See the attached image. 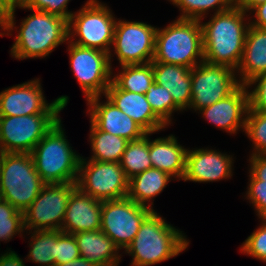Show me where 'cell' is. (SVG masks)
<instances>
[{"mask_svg": "<svg viewBox=\"0 0 266 266\" xmlns=\"http://www.w3.org/2000/svg\"><path fill=\"white\" fill-rule=\"evenodd\" d=\"M82 258L97 266H118L122 255L113 240L100 229L73 234ZM119 254V255H118Z\"/></svg>", "mask_w": 266, "mask_h": 266, "instance_id": "cell-24", "label": "cell"}, {"mask_svg": "<svg viewBox=\"0 0 266 266\" xmlns=\"http://www.w3.org/2000/svg\"><path fill=\"white\" fill-rule=\"evenodd\" d=\"M90 123L89 138L93 154L88 160L120 162L128 140L99 130L91 121Z\"/></svg>", "mask_w": 266, "mask_h": 266, "instance_id": "cell-26", "label": "cell"}, {"mask_svg": "<svg viewBox=\"0 0 266 266\" xmlns=\"http://www.w3.org/2000/svg\"><path fill=\"white\" fill-rule=\"evenodd\" d=\"M129 179L119 162L86 160L81 157L76 186L100 201L127 197Z\"/></svg>", "mask_w": 266, "mask_h": 266, "instance_id": "cell-9", "label": "cell"}, {"mask_svg": "<svg viewBox=\"0 0 266 266\" xmlns=\"http://www.w3.org/2000/svg\"><path fill=\"white\" fill-rule=\"evenodd\" d=\"M76 187V182L45 184L23 212L24 229L29 234L32 230L61 231L68 200Z\"/></svg>", "mask_w": 266, "mask_h": 266, "instance_id": "cell-11", "label": "cell"}, {"mask_svg": "<svg viewBox=\"0 0 266 266\" xmlns=\"http://www.w3.org/2000/svg\"><path fill=\"white\" fill-rule=\"evenodd\" d=\"M172 4L182 11L178 18L203 20L212 9L214 14L230 9L233 0H174Z\"/></svg>", "mask_w": 266, "mask_h": 266, "instance_id": "cell-31", "label": "cell"}, {"mask_svg": "<svg viewBox=\"0 0 266 266\" xmlns=\"http://www.w3.org/2000/svg\"><path fill=\"white\" fill-rule=\"evenodd\" d=\"M20 0H0V3L6 4L7 6L11 7L16 5Z\"/></svg>", "mask_w": 266, "mask_h": 266, "instance_id": "cell-45", "label": "cell"}, {"mask_svg": "<svg viewBox=\"0 0 266 266\" xmlns=\"http://www.w3.org/2000/svg\"><path fill=\"white\" fill-rule=\"evenodd\" d=\"M243 131L253 142L251 155H266V113L252 110L249 107Z\"/></svg>", "mask_w": 266, "mask_h": 266, "instance_id": "cell-33", "label": "cell"}, {"mask_svg": "<svg viewBox=\"0 0 266 266\" xmlns=\"http://www.w3.org/2000/svg\"><path fill=\"white\" fill-rule=\"evenodd\" d=\"M247 13L232 6L223 12L213 14L202 27L204 62L224 65L237 70L244 49L245 37L250 20ZM245 19V20H244ZM245 22V23H244Z\"/></svg>", "mask_w": 266, "mask_h": 266, "instance_id": "cell-1", "label": "cell"}, {"mask_svg": "<svg viewBox=\"0 0 266 266\" xmlns=\"http://www.w3.org/2000/svg\"><path fill=\"white\" fill-rule=\"evenodd\" d=\"M0 266H25V263L15 251L8 250L6 253L1 254Z\"/></svg>", "mask_w": 266, "mask_h": 266, "instance_id": "cell-41", "label": "cell"}, {"mask_svg": "<svg viewBox=\"0 0 266 266\" xmlns=\"http://www.w3.org/2000/svg\"><path fill=\"white\" fill-rule=\"evenodd\" d=\"M152 62L191 69L204 62L200 20L177 18L165 28H157Z\"/></svg>", "mask_w": 266, "mask_h": 266, "instance_id": "cell-3", "label": "cell"}, {"mask_svg": "<svg viewBox=\"0 0 266 266\" xmlns=\"http://www.w3.org/2000/svg\"><path fill=\"white\" fill-rule=\"evenodd\" d=\"M22 20L10 54L16 59L43 58L68 41V21L43 11Z\"/></svg>", "mask_w": 266, "mask_h": 266, "instance_id": "cell-4", "label": "cell"}, {"mask_svg": "<svg viewBox=\"0 0 266 266\" xmlns=\"http://www.w3.org/2000/svg\"><path fill=\"white\" fill-rule=\"evenodd\" d=\"M236 73H239L237 76L240 75L238 78L242 85H247L256 76L266 73V29L249 25Z\"/></svg>", "mask_w": 266, "mask_h": 266, "instance_id": "cell-22", "label": "cell"}, {"mask_svg": "<svg viewBox=\"0 0 266 266\" xmlns=\"http://www.w3.org/2000/svg\"><path fill=\"white\" fill-rule=\"evenodd\" d=\"M69 97L62 95L51 103L45 100L39 78L6 88L0 92V116L60 113Z\"/></svg>", "mask_w": 266, "mask_h": 266, "instance_id": "cell-15", "label": "cell"}, {"mask_svg": "<svg viewBox=\"0 0 266 266\" xmlns=\"http://www.w3.org/2000/svg\"><path fill=\"white\" fill-rule=\"evenodd\" d=\"M252 12L254 13L253 17L255 16V18L250 22V25L266 29V2L257 5L250 11V13Z\"/></svg>", "mask_w": 266, "mask_h": 266, "instance_id": "cell-40", "label": "cell"}, {"mask_svg": "<svg viewBox=\"0 0 266 266\" xmlns=\"http://www.w3.org/2000/svg\"><path fill=\"white\" fill-rule=\"evenodd\" d=\"M150 135L151 133H147L138 140L128 141L119 162L128 179L152 168V163L149 157Z\"/></svg>", "mask_w": 266, "mask_h": 266, "instance_id": "cell-28", "label": "cell"}, {"mask_svg": "<svg viewBox=\"0 0 266 266\" xmlns=\"http://www.w3.org/2000/svg\"><path fill=\"white\" fill-rule=\"evenodd\" d=\"M259 226L241 245V253L266 262V223Z\"/></svg>", "mask_w": 266, "mask_h": 266, "instance_id": "cell-36", "label": "cell"}, {"mask_svg": "<svg viewBox=\"0 0 266 266\" xmlns=\"http://www.w3.org/2000/svg\"><path fill=\"white\" fill-rule=\"evenodd\" d=\"M117 20L108 6L98 0H87L79 11L73 12L70 16L68 40L81 47L95 48L109 53L111 64L113 57L111 47Z\"/></svg>", "mask_w": 266, "mask_h": 266, "instance_id": "cell-7", "label": "cell"}, {"mask_svg": "<svg viewBox=\"0 0 266 266\" xmlns=\"http://www.w3.org/2000/svg\"><path fill=\"white\" fill-rule=\"evenodd\" d=\"M236 70L224 65L201 62L191 69V103L189 109L198 111L222 100L241 84Z\"/></svg>", "mask_w": 266, "mask_h": 266, "instance_id": "cell-12", "label": "cell"}, {"mask_svg": "<svg viewBox=\"0 0 266 266\" xmlns=\"http://www.w3.org/2000/svg\"><path fill=\"white\" fill-rule=\"evenodd\" d=\"M10 7L6 4L0 3V27L1 31L0 37L7 34L8 36V17H9ZM7 32V33H5Z\"/></svg>", "mask_w": 266, "mask_h": 266, "instance_id": "cell-43", "label": "cell"}, {"mask_svg": "<svg viewBox=\"0 0 266 266\" xmlns=\"http://www.w3.org/2000/svg\"><path fill=\"white\" fill-rule=\"evenodd\" d=\"M54 266H97L93 262L88 261L85 258L79 257L73 261H70L69 263H62V264H57Z\"/></svg>", "mask_w": 266, "mask_h": 266, "instance_id": "cell-44", "label": "cell"}, {"mask_svg": "<svg viewBox=\"0 0 266 266\" xmlns=\"http://www.w3.org/2000/svg\"><path fill=\"white\" fill-rule=\"evenodd\" d=\"M253 85L254 89L248 91L250 108L266 113V73L256 76L246 86L250 88Z\"/></svg>", "mask_w": 266, "mask_h": 266, "instance_id": "cell-37", "label": "cell"}, {"mask_svg": "<svg viewBox=\"0 0 266 266\" xmlns=\"http://www.w3.org/2000/svg\"><path fill=\"white\" fill-rule=\"evenodd\" d=\"M61 119L31 152L35 168L46 184L76 182L81 156L72 150Z\"/></svg>", "mask_w": 266, "mask_h": 266, "instance_id": "cell-5", "label": "cell"}, {"mask_svg": "<svg viewBox=\"0 0 266 266\" xmlns=\"http://www.w3.org/2000/svg\"><path fill=\"white\" fill-rule=\"evenodd\" d=\"M154 82L166 88L174 103L183 111L191 103V68L152 62Z\"/></svg>", "mask_w": 266, "mask_h": 266, "instance_id": "cell-23", "label": "cell"}, {"mask_svg": "<svg viewBox=\"0 0 266 266\" xmlns=\"http://www.w3.org/2000/svg\"><path fill=\"white\" fill-rule=\"evenodd\" d=\"M264 2H266V0H233V6L246 13Z\"/></svg>", "mask_w": 266, "mask_h": 266, "instance_id": "cell-42", "label": "cell"}, {"mask_svg": "<svg viewBox=\"0 0 266 266\" xmlns=\"http://www.w3.org/2000/svg\"><path fill=\"white\" fill-rule=\"evenodd\" d=\"M81 257L74 235L55 230V265Z\"/></svg>", "mask_w": 266, "mask_h": 266, "instance_id": "cell-35", "label": "cell"}, {"mask_svg": "<svg viewBox=\"0 0 266 266\" xmlns=\"http://www.w3.org/2000/svg\"><path fill=\"white\" fill-rule=\"evenodd\" d=\"M105 96L123 113L138 123L147 133H156L167 125L153 112L145 94L119 89L113 82Z\"/></svg>", "mask_w": 266, "mask_h": 266, "instance_id": "cell-20", "label": "cell"}, {"mask_svg": "<svg viewBox=\"0 0 266 266\" xmlns=\"http://www.w3.org/2000/svg\"><path fill=\"white\" fill-rule=\"evenodd\" d=\"M246 85H240L233 93L216 103L199 110L203 118L212 125L230 134L245 130L246 117L250 107Z\"/></svg>", "mask_w": 266, "mask_h": 266, "instance_id": "cell-16", "label": "cell"}, {"mask_svg": "<svg viewBox=\"0 0 266 266\" xmlns=\"http://www.w3.org/2000/svg\"><path fill=\"white\" fill-rule=\"evenodd\" d=\"M249 177L246 198L252 203L258 216L266 208V182L257 180L251 173Z\"/></svg>", "mask_w": 266, "mask_h": 266, "instance_id": "cell-38", "label": "cell"}, {"mask_svg": "<svg viewBox=\"0 0 266 266\" xmlns=\"http://www.w3.org/2000/svg\"><path fill=\"white\" fill-rule=\"evenodd\" d=\"M249 158V173L257 180L266 182V155H251Z\"/></svg>", "mask_w": 266, "mask_h": 266, "instance_id": "cell-39", "label": "cell"}, {"mask_svg": "<svg viewBox=\"0 0 266 266\" xmlns=\"http://www.w3.org/2000/svg\"><path fill=\"white\" fill-rule=\"evenodd\" d=\"M45 184L31 154L0 153V198L18 211L24 212Z\"/></svg>", "mask_w": 266, "mask_h": 266, "instance_id": "cell-6", "label": "cell"}, {"mask_svg": "<svg viewBox=\"0 0 266 266\" xmlns=\"http://www.w3.org/2000/svg\"><path fill=\"white\" fill-rule=\"evenodd\" d=\"M101 96L87 100L90 121L99 129L128 141L138 140L147 132L132 118L123 113L105 95L106 101L100 102Z\"/></svg>", "mask_w": 266, "mask_h": 266, "instance_id": "cell-17", "label": "cell"}, {"mask_svg": "<svg viewBox=\"0 0 266 266\" xmlns=\"http://www.w3.org/2000/svg\"><path fill=\"white\" fill-rule=\"evenodd\" d=\"M171 179L172 176L164 171L153 167L147 169L129 179L127 197L137 204L153 209L152 200L166 188Z\"/></svg>", "mask_w": 266, "mask_h": 266, "instance_id": "cell-25", "label": "cell"}, {"mask_svg": "<svg viewBox=\"0 0 266 266\" xmlns=\"http://www.w3.org/2000/svg\"><path fill=\"white\" fill-rule=\"evenodd\" d=\"M27 259L40 266L55 265V230L33 231Z\"/></svg>", "mask_w": 266, "mask_h": 266, "instance_id": "cell-29", "label": "cell"}, {"mask_svg": "<svg viewBox=\"0 0 266 266\" xmlns=\"http://www.w3.org/2000/svg\"><path fill=\"white\" fill-rule=\"evenodd\" d=\"M188 149L178 143L172 134L150 141L149 157L152 167L168 173L175 179L182 180L185 175Z\"/></svg>", "mask_w": 266, "mask_h": 266, "instance_id": "cell-21", "label": "cell"}, {"mask_svg": "<svg viewBox=\"0 0 266 266\" xmlns=\"http://www.w3.org/2000/svg\"><path fill=\"white\" fill-rule=\"evenodd\" d=\"M153 210L135 203L128 197L102 201L100 230L108 235L120 250L126 249Z\"/></svg>", "mask_w": 266, "mask_h": 266, "instance_id": "cell-13", "label": "cell"}, {"mask_svg": "<svg viewBox=\"0 0 266 266\" xmlns=\"http://www.w3.org/2000/svg\"><path fill=\"white\" fill-rule=\"evenodd\" d=\"M153 112L167 125L171 123L172 113L182 111L173 101L172 95L165 87L152 83L145 94Z\"/></svg>", "mask_w": 266, "mask_h": 266, "instance_id": "cell-32", "label": "cell"}, {"mask_svg": "<svg viewBox=\"0 0 266 266\" xmlns=\"http://www.w3.org/2000/svg\"><path fill=\"white\" fill-rule=\"evenodd\" d=\"M260 220L264 223H266V208L258 215Z\"/></svg>", "mask_w": 266, "mask_h": 266, "instance_id": "cell-46", "label": "cell"}, {"mask_svg": "<svg viewBox=\"0 0 266 266\" xmlns=\"http://www.w3.org/2000/svg\"><path fill=\"white\" fill-rule=\"evenodd\" d=\"M59 117V113L0 116V153L31 154Z\"/></svg>", "mask_w": 266, "mask_h": 266, "instance_id": "cell-8", "label": "cell"}, {"mask_svg": "<svg viewBox=\"0 0 266 266\" xmlns=\"http://www.w3.org/2000/svg\"><path fill=\"white\" fill-rule=\"evenodd\" d=\"M157 27L140 21H116L114 55L120 65L147 64L153 61Z\"/></svg>", "mask_w": 266, "mask_h": 266, "instance_id": "cell-14", "label": "cell"}, {"mask_svg": "<svg viewBox=\"0 0 266 266\" xmlns=\"http://www.w3.org/2000/svg\"><path fill=\"white\" fill-rule=\"evenodd\" d=\"M23 231V212L0 198V241H10L16 234H20L21 237Z\"/></svg>", "mask_w": 266, "mask_h": 266, "instance_id": "cell-34", "label": "cell"}, {"mask_svg": "<svg viewBox=\"0 0 266 266\" xmlns=\"http://www.w3.org/2000/svg\"><path fill=\"white\" fill-rule=\"evenodd\" d=\"M102 201L76 187L68 200L61 231L75 234L101 228Z\"/></svg>", "mask_w": 266, "mask_h": 266, "instance_id": "cell-19", "label": "cell"}, {"mask_svg": "<svg viewBox=\"0 0 266 266\" xmlns=\"http://www.w3.org/2000/svg\"><path fill=\"white\" fill-rule=\"evenodd\" d=\"M68 51L71 70L88 100L104 96L112 82L113 68L109 53L95 48H85L69 42Z\"/></svg>", "mask_w": 266, "mask_h": 266, "instance_id": "cell-10", "label": "cell"}, {"mask_svg": "<svg viewBox=\"0 0 266 266\" xmlns=\"http://www.w3.org/2000/svg\"><path fill=\"white\" fill-rule=\"evenodd\" d=\"M119 74L112 75V82L125 91L146 94L148 88L154 83L152 62L147 64H134L121 66Z\"/></svg>", "mask_w": 266, "mask_h": 266, "instance_id": "cell-27", "label": "cell"}, {"mask_svg": "<svg viewBox=\"0 0 266 266\" xmlns=\"http://www.w3.org/2000/svg\"><path fill=\"white\" fill-rule=\"evenodd\" d=\"M70 0H20L16 5L10 7L8 17V36L12 35L11 32L16 29L15 10L16 8L30 9L36 11H43L59 17H62L69 21L72 11L67 10V4ZM11 31V32H10Z\"/></svg>", "mask_w": 266, "mask_h": 266, "instance_id": "cell-30", "label": "cell"}, {"mask_svg": "<svg viewBox=\"0 0 266 266\" xmlns=\"http://www.w3.org/2000/svg\"><path fill=\"white\" fill-rule=\"evenodd\" d=\"M233 159L232 156L216 149H188L185 175L182 180L207 183L229 179L233 176Z\"/></svg>", "mask_w": 266, "mask_h": 266, "instance_id": "cell-18", "label": "cell"}, {"mask_svg": "<svg viewBox=\"0 0 266 266\" xmlns=\"http://www.w3.org/2000/svg\"><path fill=\"white\" fill-rule=\"evenodd\" d=\"M189 242L182 231L153 210L123 252L132 256L131 266H150L178 256L188 248Z\"/></svg>", "mask_w": 266, "mask_h": 266, "instance_id": "cell-2", "label": "cell"}]
</instances>
